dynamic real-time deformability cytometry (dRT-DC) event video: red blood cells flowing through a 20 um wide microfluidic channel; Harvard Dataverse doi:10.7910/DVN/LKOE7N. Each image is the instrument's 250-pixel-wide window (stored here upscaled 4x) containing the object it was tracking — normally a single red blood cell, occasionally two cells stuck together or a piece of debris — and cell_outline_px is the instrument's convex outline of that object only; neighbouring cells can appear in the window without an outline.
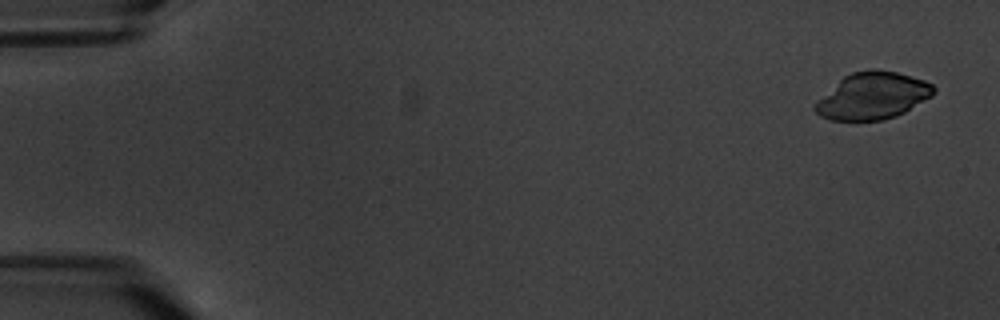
{"species": "common noctule bat (a hibernating species)", "species_latin": "Nyctalus noctula", "temperature_condition": "warm", "stored_images_in_passage": 6, "segment_of_instrument_passage": [1, 2], "camera_frame_rate_fps": 3000, "um_per_image_px": 0.085, "animal": {"sex": "male", "body_mass_g": 20.1, "forearm_length_mm": 53.5}, "frame": {"image": 1, "passage_image": 1, "time_ms": 0.0, "image_size_px": [1000, 320], "cell_outline_px": [[936, 92], [932, 96], [904, 112], [896, 116], [884, 120], [832, 120], [820, 116], [812, 108], [816, 100], [844, 76], [852, 72], [868, 68], [872, 68], [896, 72], [924, 80], [932, 84], [936, 88]], "centroid_in_image_um": [74.16, 8.14], "position_along_channel_um": 10.8, "area_um2": 32.48}}